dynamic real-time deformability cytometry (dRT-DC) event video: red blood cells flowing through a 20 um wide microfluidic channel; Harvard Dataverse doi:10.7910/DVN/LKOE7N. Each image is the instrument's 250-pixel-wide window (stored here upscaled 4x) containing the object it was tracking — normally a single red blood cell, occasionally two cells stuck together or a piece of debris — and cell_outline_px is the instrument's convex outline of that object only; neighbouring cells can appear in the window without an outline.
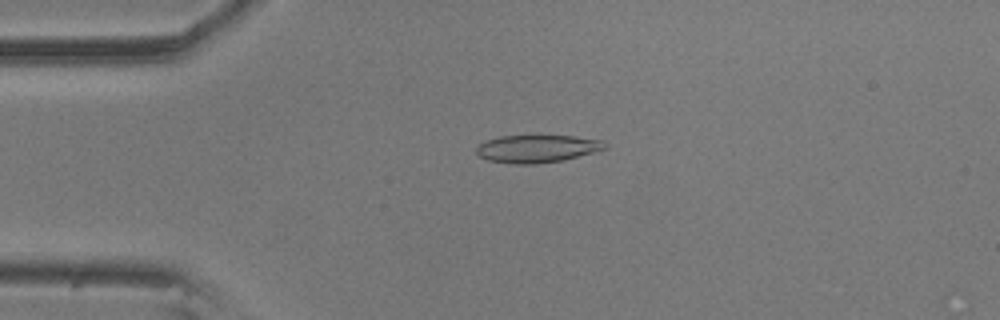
{"species": "common noctule bat (a hibernating species)", "species_latin": "Nyctalus noctula", "temperature_condition": "room temperature", "stored_images_in_passage": 28, "camera_frame_rate_fps": 3000, "um_per_image_px": 0.085, "animal": {"sex": "male", "body_mass_g": 20.5, "forearm_length_mm": 52.5}, "frame": {"image": 1, "passage_image": 4, "time_ms": 1.0, "image_size_px": [1000, 320], "cell_outline_px": [[608, 148], [564, 160], [536, 164], [512, 164], [488, 160], [476, 156], [476, 148], [484, 140], [500, 136], [572, 136], [604, 140], [608, 144]], "centroid_in_image_um": [45.64, 12.64], "position_along_channel_um": 39.4, "area_um2": 20.92}}
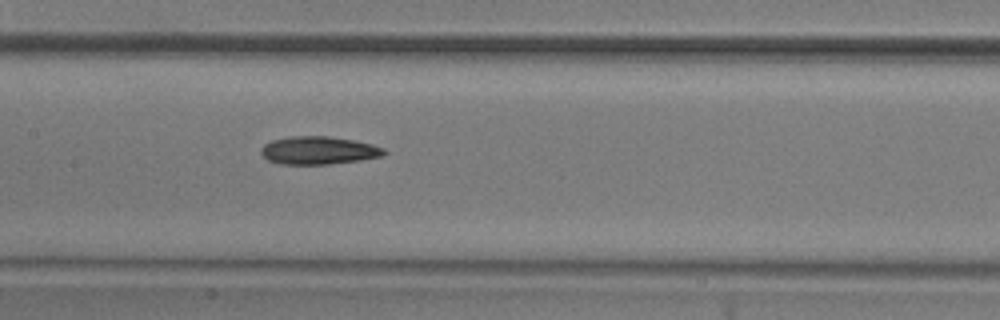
{"frame": {"image": 2, "passage_image": 18, "time_ms": 5.667, "image_size_px": [1000, 320], "cell_outline_px": [[388, 152], [380, 156], [360, 160], [328, 164], [280, 164], [268, 160], [260, 152], [260, 148], [264, 144], [272, 140], [288, 136], [332, 136], [372, 144], [384, 148]], "centroid_in_image_um": [27.06, 12.77], "position_along_channel_um": 180.3, "area_um2": 20.06}}
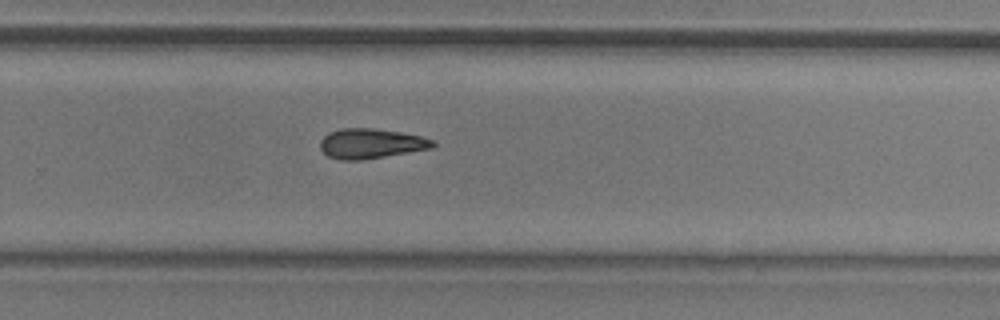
{"frame": {"image": 3, "passage_image": 28, "time_ms": 9.0, "image_size_px": [1000, 320], "cell_outline_px": [[436, 144], [432, 148], [364, 160], [340, 160], [328, 156], [320, 148], [320, 140], [328, 132], [340, 128], [372, 128], [400, 132], [420, 136], [432, 140]], "centroid_in_image_um": [31.49, 12.2], "position_along_channel_um": 298.3, "area_um2": 19.65}}